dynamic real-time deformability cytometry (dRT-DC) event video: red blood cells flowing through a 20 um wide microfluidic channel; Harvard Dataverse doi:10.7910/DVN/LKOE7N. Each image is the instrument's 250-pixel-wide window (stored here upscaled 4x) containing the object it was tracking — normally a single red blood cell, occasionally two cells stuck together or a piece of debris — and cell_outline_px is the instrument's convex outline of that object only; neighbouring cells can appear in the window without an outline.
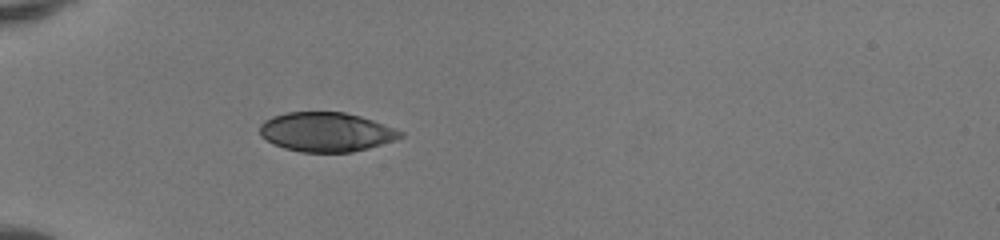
{"species": "human", "species_latin": "Homo sapiens", "temperature_condition": "room temperature", "stored_images_in_passage": 34, "camera_frame_rate_fps": 3000, "um_per_image_px": 0.085, "donor": {"sex": "female"}, "frame": {"image": 1, "passage_image": 1, "time_ms": 0.0, "image_size_px": [1000, 240], "cell_outline_px": [[404, 136], [396, 140], [368, 148], [352, 152], [300, 152], [284, 148], [272, 144], [260, 136], [260, 124], [264, 120], [272, 116], [288, 112], [344, 112], [360, 116], [372, 120], [404, 132]], "centroid_in_image_um": [27.7, 11.22], "position_along_channel_um": 57.3, "area_um2": 32.31}}
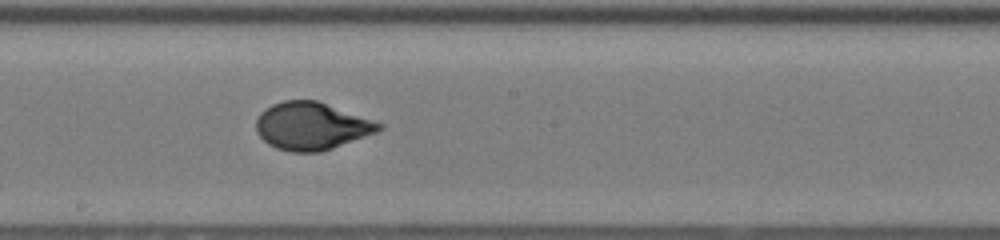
{"frame": {"image": 2, "passage_image": 14, "time_ms": 4.333, "image_size_px": [1000, 240], "cell_outline_px": [[384, 128], [376, 132], [332, 148], [320, 152], [292, 152], [276, 148], [268, 144], [256, 132], [256, 120], [260, 112], [272, 104], [284, 100], [316, 100], [384, 124]], "centroid_in_image_um": [26.45, 10.71], "position_along_channel_um": 221.7, "area_um2": 33.81}}
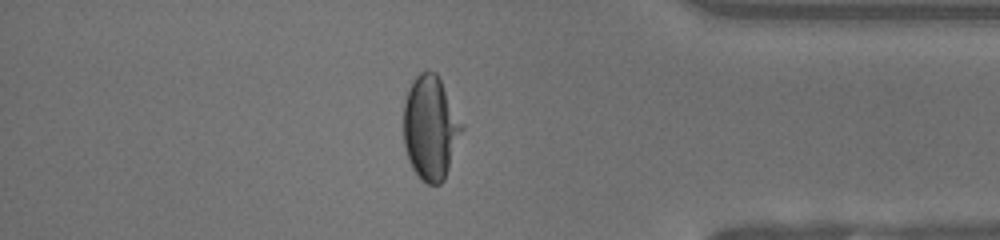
{"frame": {"image": 3, "passage_image": 28, "time_ms": 9.0, "image_size_px": [1000, 240], "cell_outline_px": [[464, 128], [444, 180], [440, 184], [428, 184], [412, 168], [408, 160], [404, 144], [404, 104], [408, 92], [416, 76], [420, 72], [436, 72]], "centroid_in_image_um": [36.59, 10.9], "position_along_channel_um": 398.6, "area_um2": 34.56}, "authors_computed_cell_mechanics": {"area_um2": 34.2754, "velocity_mm_per_s": 4.1709, "shape_relaxation_time_tau1_ms": 4.0988, "shape_relaxation_time_tau2_ms": null, "deformation_change_tau1": 0.2129, "deformation_change_tau2": null}}